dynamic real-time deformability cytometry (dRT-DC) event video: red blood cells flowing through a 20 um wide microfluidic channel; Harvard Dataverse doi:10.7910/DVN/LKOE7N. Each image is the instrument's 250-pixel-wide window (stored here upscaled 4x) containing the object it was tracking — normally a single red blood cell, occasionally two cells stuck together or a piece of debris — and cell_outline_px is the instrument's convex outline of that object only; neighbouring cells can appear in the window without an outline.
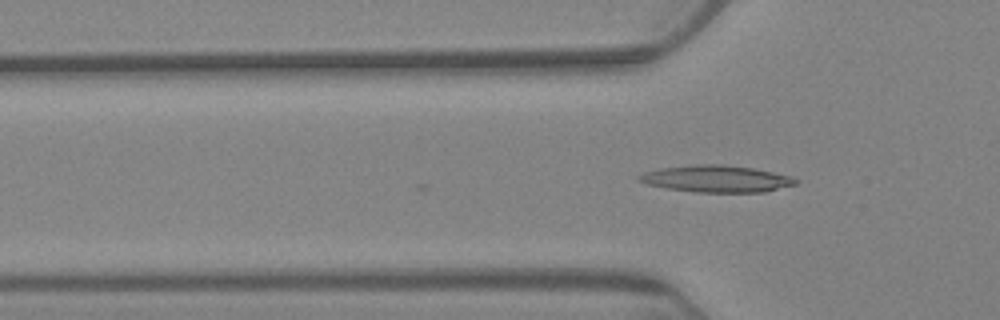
{"species": "Egyptian fruit bat (a non-hibernating species)", "species_latin": "Rousettus aegyptiacus", "temperature_condition": "warm", "stored_images_in_passage": 4, "camera_frame_rate_fps": 3000, "um_per_image_px": 0.085, "animal": {"sex": "female"}, "frame": {"image": 1, "passage_image": 4, "time_ms": 3.333, "image_size_px": [1000, 320], "cell_outline_px": [[800, 180], [796, 184], [764, 192], [696, 192], [668, 188], [648, 184], [636, 180], [636, 176], [644, 172], [660, 168], [696, 164], [720, 164], [752, 168], [792, 176]], "centroid_in_image_um": [60.89, 15.19], "position_along_channel_um": 64.9, "area_um2": 24.45}}